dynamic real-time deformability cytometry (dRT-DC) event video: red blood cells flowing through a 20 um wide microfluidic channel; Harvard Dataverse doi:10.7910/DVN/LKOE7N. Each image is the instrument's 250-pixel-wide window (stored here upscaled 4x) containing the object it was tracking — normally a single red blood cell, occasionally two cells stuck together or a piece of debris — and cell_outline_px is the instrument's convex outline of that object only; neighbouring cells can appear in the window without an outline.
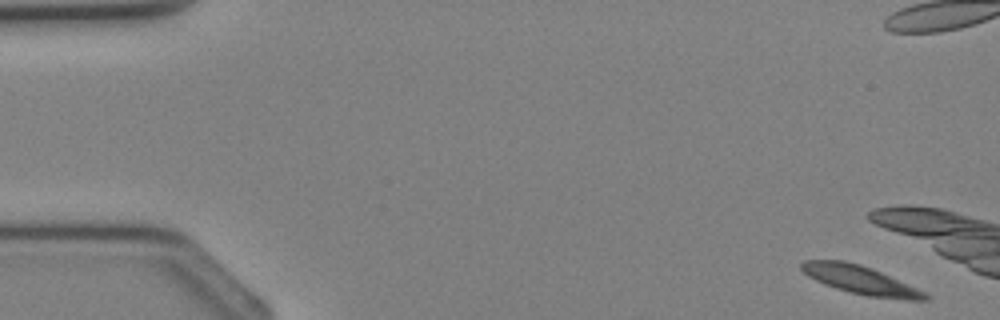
{"species": "Egyptian fruit bat (a non-hibernating species)", "species_latin": "Rousettus aegyptiacus", "temperature_condition": "cold", "stored_images_in_passage": 10, "camera_frame_rate_fps": 3000, "um_per_image_px": 0.085, "animal": {"sex": "female"}, "frame": {"image": 1, "passage_image": 1, "time_ms": 0.0, "image_size_px": [1000, 320], "cell_outline_px": [[932, 296], [928, 300], [908, 300], [868, 296], [836, 288], [824, 284], [808, 276], [800, 268], [800, 264], [804, 260], [844, 260], [860, 264], [872, 268], [928, 292]], "centroid_in_image_um": [73.21, 23.8], "position_along_channel_um": 11.8, "area_um2": 20.63}}